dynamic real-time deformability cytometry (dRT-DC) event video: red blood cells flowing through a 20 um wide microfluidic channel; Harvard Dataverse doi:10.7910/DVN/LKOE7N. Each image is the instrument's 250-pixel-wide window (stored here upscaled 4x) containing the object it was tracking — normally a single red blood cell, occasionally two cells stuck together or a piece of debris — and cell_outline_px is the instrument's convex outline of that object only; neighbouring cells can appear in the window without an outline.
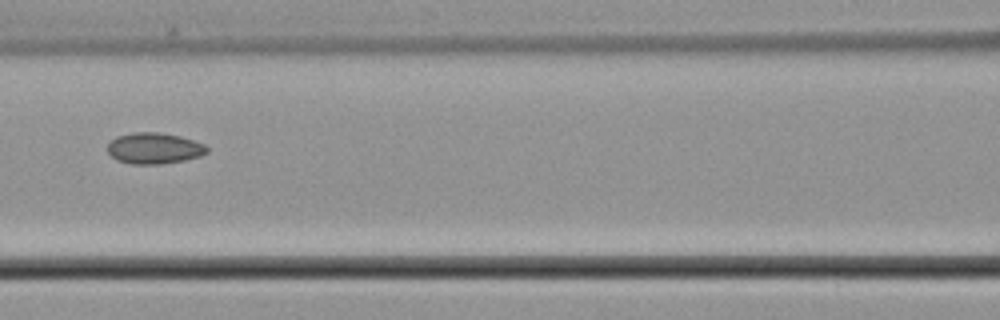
{"species": "common noctule bat (a hibernating species)", "species_latin": "Nyctalus noctula", "temperature_condition": "cold", "stored_images_in_passage": 7, "camera_frame_rate_fps": 3000, "um_per_image_px": 0.085, "animal": {"sex": "male", "body_mass_g": 21.5, "forearm_length_mm": 52.0}, "frame": {"image": 1, "passage_image": 7, "time_ms": 7.333, "image_size_px": [1000, 320], "cell_outline_px": [[208, 152], [200, 156], [184, 160], [160, 164], [132, 164], [116, 160], [108, 152], [108, 144], [116, 136], [132, 132], [156, 132], [180, 136], [204, 144], [208, 148]], "centroid_in_image_um": [13.09, 12.6], "position_along_channel_um": 153.5, "area_um2": 17.98}}